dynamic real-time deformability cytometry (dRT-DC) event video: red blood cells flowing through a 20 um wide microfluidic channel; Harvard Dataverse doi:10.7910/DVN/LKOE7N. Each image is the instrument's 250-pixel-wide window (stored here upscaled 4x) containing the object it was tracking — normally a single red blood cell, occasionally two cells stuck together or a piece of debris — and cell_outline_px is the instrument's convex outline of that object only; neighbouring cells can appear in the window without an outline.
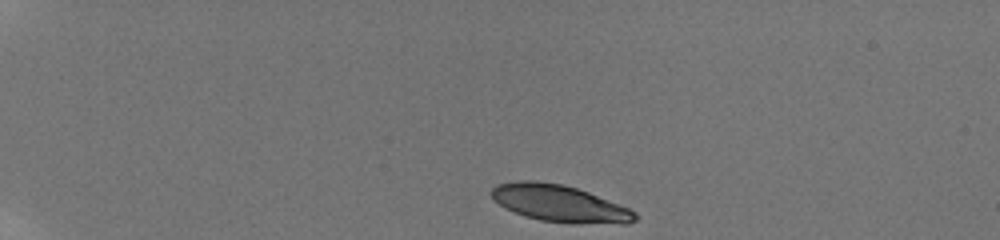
{"species": "human", "species_latin": "Homo sapiens", "temperature_condition": "room temperature", "stored_images_in_passage": 51, "camera_frame_rate_fps": 3000, "um_per_image_px": 0.085, "donor": {"sex": "male"}, "frame": {"image": 1, "passage_image": 1, "time_ms": 0.0, "image_size_px": [1000, 240], "cell_outline_px": [[636, 220], [628, 224], [568, 224], [540, 220], [524, 216], [504, 208], [492, 200], [488, 192], [496, 184], [516, 180], [536, 180], [564, 184], [588, 192], [628, 208], [636, 212]], "centroid_in_image_um": [47.5, 17.3], "position_along_channel_um": 37.5, "area_um2": 31.5}}
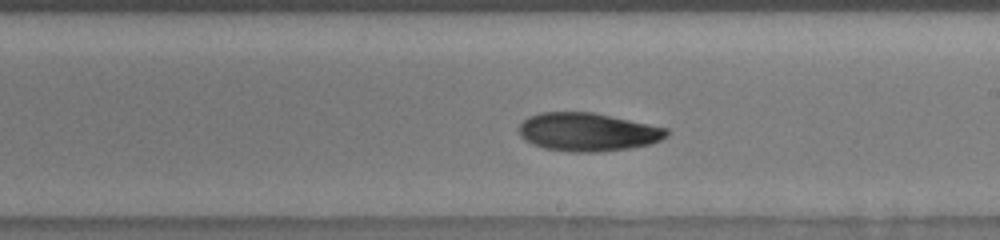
{"frame": {"image": 2, "passage_image": 25, "time_ms": 7.667, "image_size_px": [1000, 240], "cell_outline_px": [[668, 136], [652, 144], [632, 148], [600, 152], [572, 152], [544, 148], [532, 144], [524, 140], [520, 136], [516, 128], [528, 116], [540, 112], [592, 112], [668, 128]], "centroid_in_image_um": [49.93, 11.22], "position_along_channel_um": 239.1, "area_um2": 33.29}}
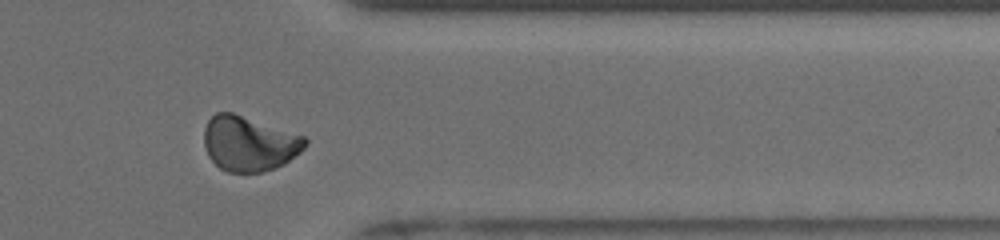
{"frame": {"image": 3, "passage_image": 40, "time_ms": 11.667, "image_size_px": [1000, 240], "cell_outline_px": [[308, 144], [300, 152], [284, 164], [260, 172], [228, 172], [220, 168], [208, 156], [204, 144], [204, 128], [208, 120], [216, 112], [232, 112], [304, 136], [308, 140]], "centroid_in_image_um": [21.16, 12.2], "position_along_channel_um": 390.2, "area_um2": 32.19}, "authors_computed_cell_mechanics": {"area_um2": 31.9056, "velocity_mm_per_s": 3.8407, "shape_relaxation_time_tau1_ms": 8.9423, "shape_relaxation_time_tau2_ms": 4.0774, "deformation_change_tau1": 0.1984, "deformation_change_tau2": 0.0809}}